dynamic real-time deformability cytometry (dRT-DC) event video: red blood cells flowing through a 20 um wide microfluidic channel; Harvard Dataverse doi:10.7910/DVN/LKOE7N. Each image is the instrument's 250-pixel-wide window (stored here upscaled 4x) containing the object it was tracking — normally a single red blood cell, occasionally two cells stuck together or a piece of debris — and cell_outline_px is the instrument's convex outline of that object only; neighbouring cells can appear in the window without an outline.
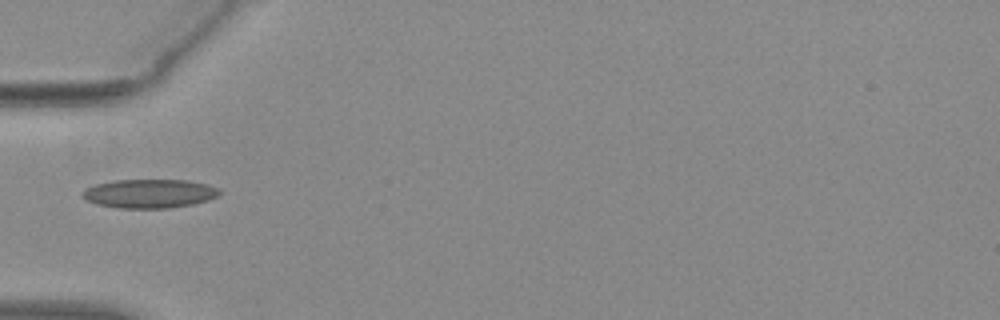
{"species": "common noctule bat (a hibernating species)", "species_latin": "Nyctalus noctula", "temperature_condition": "warm", "stored_images_in_passage": 34, "camera_frame_rate_fps": 3000, "um_per_image_px": 0.085, "animal": {"sex": "female", "body_mass_g": 29.2, "forearm_length_mm": 56.3}, "frame": {"image": 1, "passage_image": 1, "time_ms": 0.0, "image_size_px": [1000, 320], "cell_outline_px": [[220, 192], [216, 196], [208, 200], [192, 204], [168, 208], [120, 208], [96, 204], [80, 196], [80, 192], [84, 188], [96, 184], [112, 180], [188, 180], [208, 184], [220, 188]], "centroid_in_image_um": [12.67, 16.44], "position_along_channel_um": 72.3, "area_um2": 23.18}}
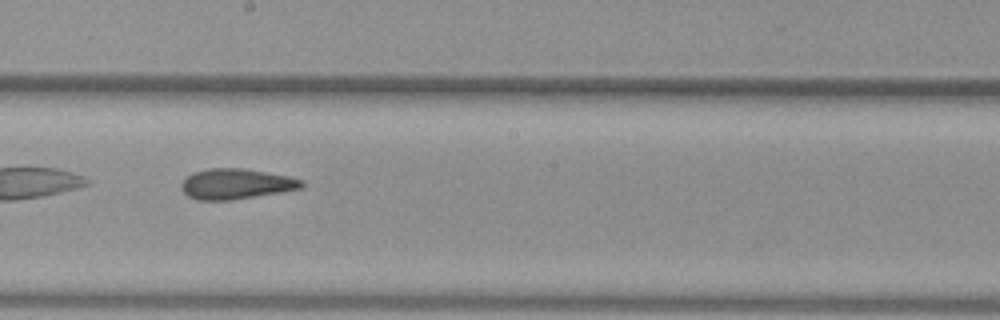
{"frame": {"image": 2, "passage_image": 13, "time_ms": 4.0, "image_size_px": [1000, 320], "cell_outline_px": [[304, 184], [300, 188], [280, 192], [232, 200], [196, 200], [188, 196], [180, 188], [180, 184], [192, 172], [208, 168], [244, 168], [288, 176], [304, 180]], "centroid_in_image_um": [20.03, 15.63], "position_along_channel_um": 228.2, "area_um2": 21.33}}
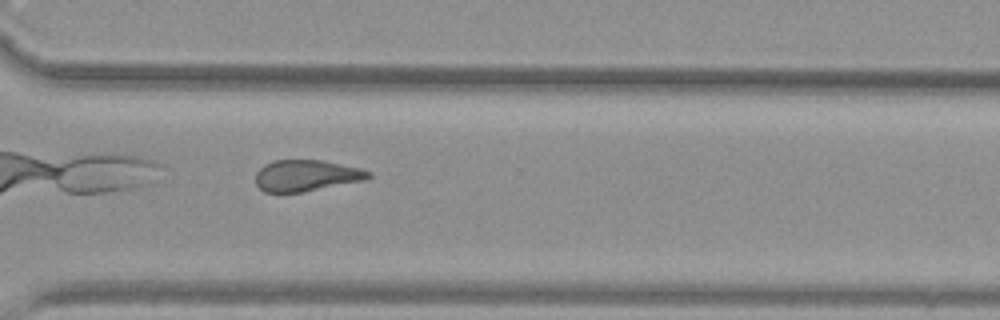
{"frame": {"image": 3, "passage_image": 22, "time_ms": 7.0, "image_size_px": [1000, 320], "cell_outline_px": [[372, 176], [368, 180], [304, 192], [264, 192], [256, 184], [256, 172], [264, 164], [272, 160], [324, 160], [360, 168], [372, 172]], "centroid_in_image_um": [26.08, 14.92], "position_along_channel_um": 344.5, "area_um2": 20.92}, "authors_computed_cell_mechanics": {"area_um2": 21.5883, "velocity_mm_per_s": 3.8862, "shape_relaxation_time_tau1_ms": null, "shape_relaxation_time_tau2_ms": 2.6136, "deformation_change_tau1": null, "deformation_change_tau2": 0.103}}